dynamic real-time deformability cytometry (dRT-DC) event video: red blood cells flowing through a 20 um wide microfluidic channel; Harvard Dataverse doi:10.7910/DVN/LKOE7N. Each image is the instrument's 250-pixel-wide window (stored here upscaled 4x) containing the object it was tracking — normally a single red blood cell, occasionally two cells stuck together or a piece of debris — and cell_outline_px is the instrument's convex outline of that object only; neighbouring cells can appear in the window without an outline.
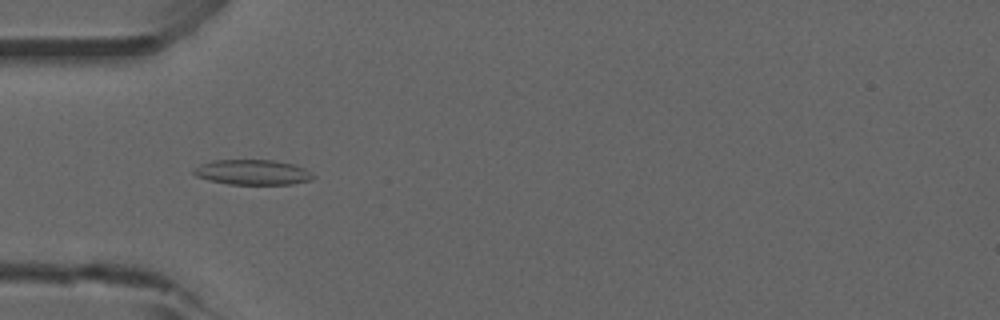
{"species": "common noctule bat (a hibernating species)", "species_latin": "Nyctalus noctula", "temperature_condition": "room temperature", "stored_images_in_passage": 52, "camera_frame_rate_fps": 3000, "um_per_image_px": 0.085, "animal": {"sex": "male", "forearm_length_mm": 52.5}, "frame": {"image": 1, "passage_image": 16, "time_ms": 5.0, "image_size_px": [1000, 320], "cell_outline_px": [[316, 176], [312, 180], [292, 184], [228, 184], [208, 180], [196, 176], [192, 172], [192, 168], [200, 164], [212, 160], [272, 160], [292, 164], [304, 168]], "centroid_in_image_um": [21.44, 14.64], "position_along_channel_um": 63.6, "area_um2": 17.57}}
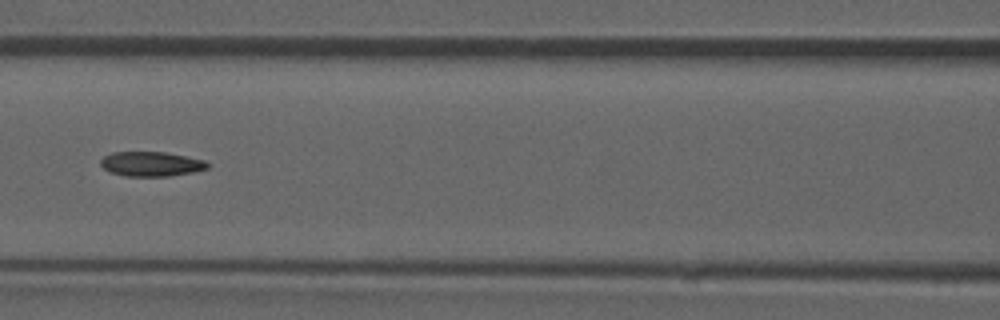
{"frame": {"image": 2, "passage_image": 23, "time_ms": 7.333, "image_size_px": [1000, 320], "cell_outline_px": [[208, 168], [192, 172], [168, 176], [124, 176], [108, 172], [100, 164], [100, 160], [104, 156], [112, 152], [164, 152], [204, 160], [208, 164]], "centroid_in_image_um": [12.79, 13.94], "position_along_channel_um": 153.8, "area_um2": 15.26}, "authors_computed_cell_mechanics": {"area_um2": 15.7794, "velocity_mm_per_s": 3.9031, "shape_relaxation_time_tau1_ms": null, "shape_relaxation_time_tau2_ms": 6.8898, "deformation_change_tau1": null, "deformation_change_tau2": 0.1228}}